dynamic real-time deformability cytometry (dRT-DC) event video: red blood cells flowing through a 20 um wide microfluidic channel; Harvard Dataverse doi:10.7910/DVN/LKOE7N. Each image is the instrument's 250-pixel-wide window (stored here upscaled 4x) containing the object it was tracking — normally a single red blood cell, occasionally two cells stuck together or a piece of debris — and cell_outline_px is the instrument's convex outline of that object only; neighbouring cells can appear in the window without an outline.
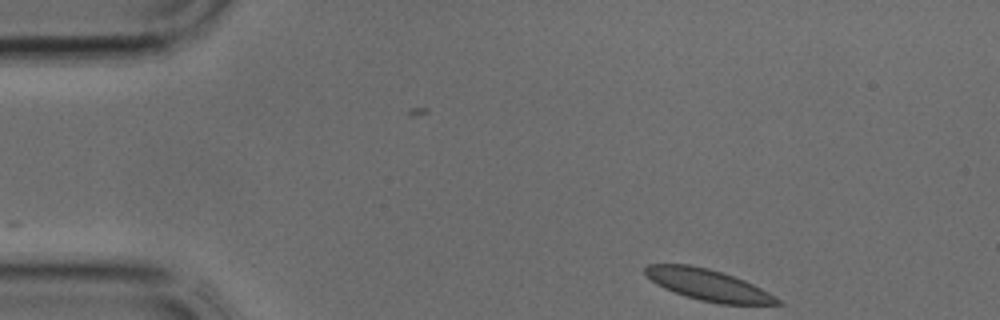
{"species": "common noctule bat (a hibernating species)", "species_latin": "Nyctalus noctula", "temperature_condition": "cold", "stored_images_in_passage": 35, "camera_frame_rate_fps": 3000, "um_per_image_px": 0.085, "animal": {"sex": "male", "body_mass_g": 17.9, "forearm_length_mm": 54.2}, "frame": {"image": 1, "passage_image": 1, "time_ms": 0.0, "image_size_px": [1000, 320], "cell_outline_px": [[784, 304], [720, 304], [700, 300], [684, 296], [664, 288], [656, 284], [644, 272], [644, 268], [648, 264], [688, 264], [708, 268], [744, 280], [768, 292], [780, 300]], "centroid_in_image_um": [60.16, 24.22], "position_along_channel_um": 24.8, "area_um2": 23.81}}
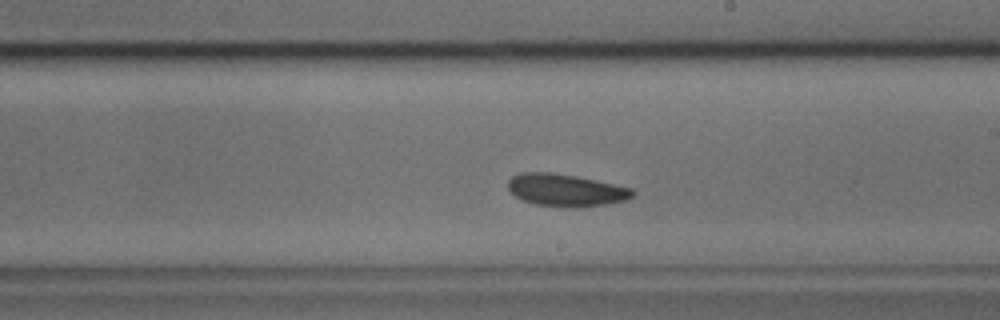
{"frame": {"image": 2, "passage_image": 18, "time_ms": 5.667, "image_size_px": [1000, 320], "cell_outline_px": [[636, 192], [632, 196], [624, 200], [608, 204], [580, 208], [564, 208], [532, 204], [520, 200], [508, 188], [508, 180], [512, 176], [520, 172], [552, 172], [576, 176], [632, 188]], "centroid_in_image_um": [48.06, 16.18], "position_along_channel_um": 240.9, "area_um2": 23.81}}
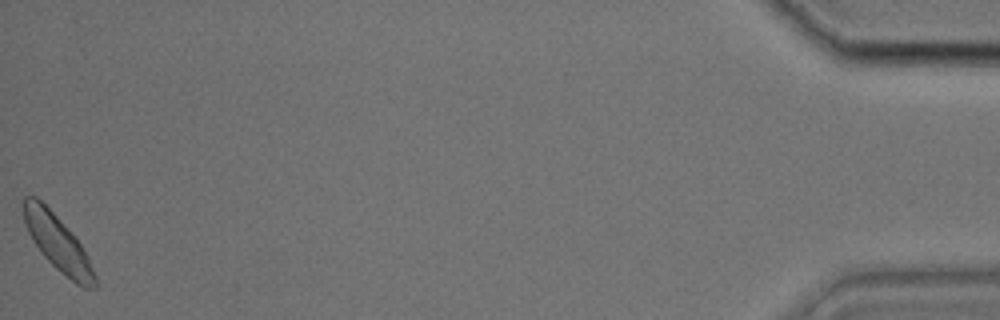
{"frame": {"image": 3, "passage_image": 35, "time_ms": 11.333, "image_size_px": [1000, 320], "cell_outline_px": [[96, 288], [84, 288], [76, 284], [56, 268], [40, 252], [32, 240], [24, 224], [20, 204], [24, 196], [36, 196], [60, 220], [80, 244], [88, 256], [96, 276]], "centroid_in_image_um": [4.86, 20.63], "position_along_channel_um": 430.3, "area_um2": 23.06}}